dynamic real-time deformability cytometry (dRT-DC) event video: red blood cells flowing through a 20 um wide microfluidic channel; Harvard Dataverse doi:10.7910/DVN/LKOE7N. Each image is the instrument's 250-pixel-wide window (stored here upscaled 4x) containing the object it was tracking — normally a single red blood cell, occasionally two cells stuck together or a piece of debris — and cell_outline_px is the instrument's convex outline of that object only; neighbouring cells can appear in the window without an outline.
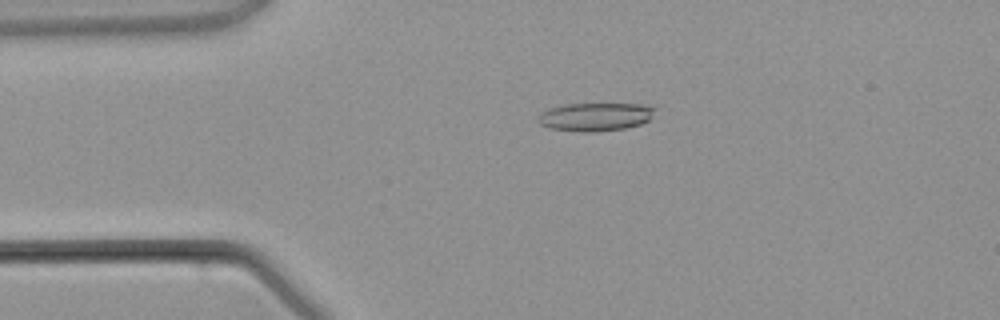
{"species": "common noctule bat (a hibernating species)", "species_latin": "Nyctalus noctula", "temperature_condition": "warm", "stored_images_in_passage": 4, "camera_frame_rate_fps": 3000, "um_per_image_px": 0.085, "animal": {"sex": "male", "body_mass_g": 21.5, "forearm_length_mm": 52.0}, "frame": {"image": 1, "passage_image": 3, "time_ms": 2.333, "image_size_px": [1000, 320], "cell_outline_px": [[656, 108], [652, 116], [648, 120], [640, 124], [624, 128], [592, 132], [580, 132], [548, 128], [540, 124], [536, 120], [536, 116], [540, 112], [548, 108], [564, 104], [652, 104]], "centroid_in_image_um": [50.56, 9.92], "position_along_channel_um": 34.4, "area_um2": 19.54}}